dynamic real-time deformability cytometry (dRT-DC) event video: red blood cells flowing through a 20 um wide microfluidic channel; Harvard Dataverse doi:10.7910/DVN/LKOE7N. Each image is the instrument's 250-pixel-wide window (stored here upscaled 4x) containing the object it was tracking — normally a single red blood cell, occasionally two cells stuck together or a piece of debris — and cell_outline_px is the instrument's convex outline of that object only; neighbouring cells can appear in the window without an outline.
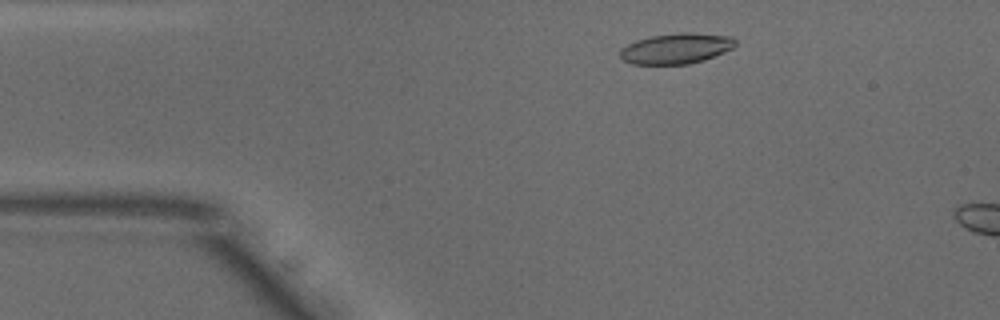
{"species": "common noctule bat (a hibernating species)", "species_latin": "Nyctalus noctula", "temperature_condition": "warm", "stored_images_in_passage": 10, "camera_frame_rate_fps": 3000, "um_per_image_px": 0.085, "animal": {"sex": "male", "body_mass_g": 18.8}, "frame": {"image": 1, "passage_image": 6, "time_ms": 1.667, "image_size_px": [1000, 320], "cell_outline_px": [[736, 44], [732, 48], [724, 52], [704, 60], [688, 64], [632, 64], [624, 60], [620, 56], [620, 48], [636, 40], [652, 36], [680, 32], [692, 32], [732, 36], [736, 40]], "centroid_in_image_um": [57.49, 4.11], "position_along_channel_um": 27.5, "area_um2": 20.58}}